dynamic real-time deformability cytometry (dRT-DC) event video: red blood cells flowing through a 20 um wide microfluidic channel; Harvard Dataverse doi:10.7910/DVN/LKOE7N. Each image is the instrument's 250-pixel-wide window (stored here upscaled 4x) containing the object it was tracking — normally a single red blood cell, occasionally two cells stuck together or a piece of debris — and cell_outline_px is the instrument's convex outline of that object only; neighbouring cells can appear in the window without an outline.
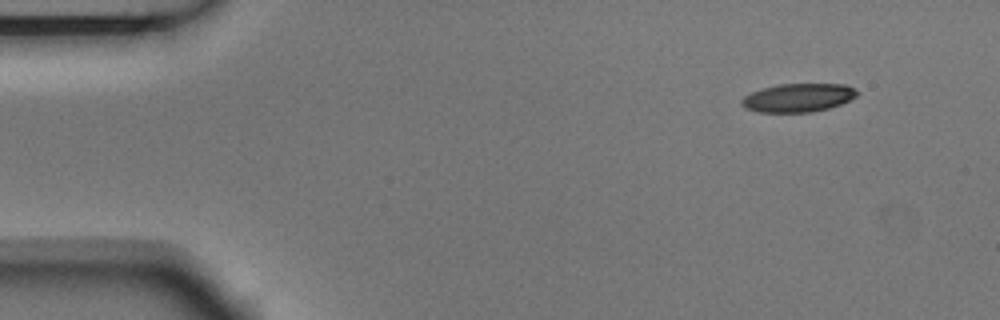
{"species": "Egyptian fruit bat (a non-hibernating species)", "species_latin": "Rousettus aegyptiacus", "temperature_condition": "room temperature", "stored_images_in_passage": 3, "camera_frame_rate_fps": 3000, "um_per_image_px": 0.085, "animal": {"sex": "male"}, "frame": {"image": 1, "passage_image": 1, "time_ms": 0.0, "image_size_px": [1000, 320], "cell_outline_px": [[860, 92], [856, 96], [840, 104], [828, 108], [812, 112], [760, 112], [744, 108], [740, 104], [740, 100], [744, 96], [752, 92], [764, 88], [780, 84], [844, 84], [856, 88]], "centroid_in_image_um": [67.84, 8.3], "position_along_channel_um": 17.2, "area_um2": 19.13}}